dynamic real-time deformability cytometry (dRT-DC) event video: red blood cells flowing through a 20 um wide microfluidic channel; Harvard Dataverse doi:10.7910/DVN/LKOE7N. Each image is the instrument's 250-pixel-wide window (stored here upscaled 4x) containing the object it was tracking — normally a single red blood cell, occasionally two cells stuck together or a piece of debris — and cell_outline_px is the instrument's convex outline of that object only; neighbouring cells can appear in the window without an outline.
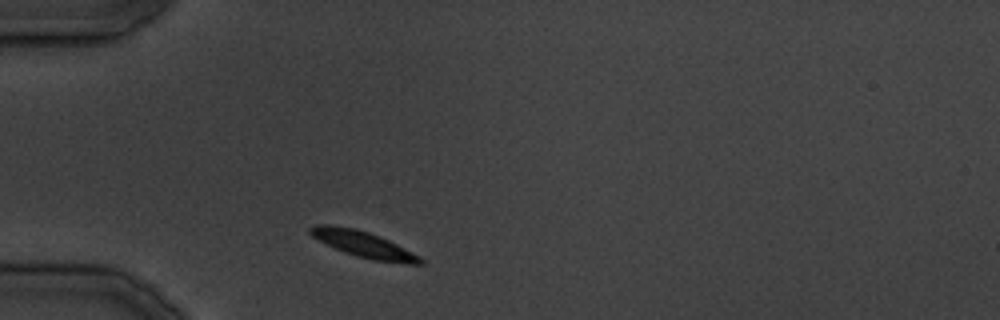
{"species": "common noctule bat (a hibernating species)", "species_latin": "Nyctalus noctula", "temperature_condition": "cold", "stored_images_in_passage": 4, "camera_frame_rate_fps": 3000, "um_per_image_px": 0.085, "animal": {"sex": "male", "body_mass_g": 19.5, "forearm_length_mm": 54.6}, "frame": {"image": 1, "passage_image": 1, "time_ms": 0.0, "image_size_px": [1000, 320], "cell_outline_px": [[424, 264], [408, 264], [372, 260], [356, 256], [344, 252], [312, 236], [308, 232], [308, 228], [316, 224], [328, 224], [356, 228], [380, 236], [420, 256], [424, 260]], "centroid_in_image_um": [30.9, 20.76], "position_along_channel_um": 54.1, "area_um2": 16.7}}